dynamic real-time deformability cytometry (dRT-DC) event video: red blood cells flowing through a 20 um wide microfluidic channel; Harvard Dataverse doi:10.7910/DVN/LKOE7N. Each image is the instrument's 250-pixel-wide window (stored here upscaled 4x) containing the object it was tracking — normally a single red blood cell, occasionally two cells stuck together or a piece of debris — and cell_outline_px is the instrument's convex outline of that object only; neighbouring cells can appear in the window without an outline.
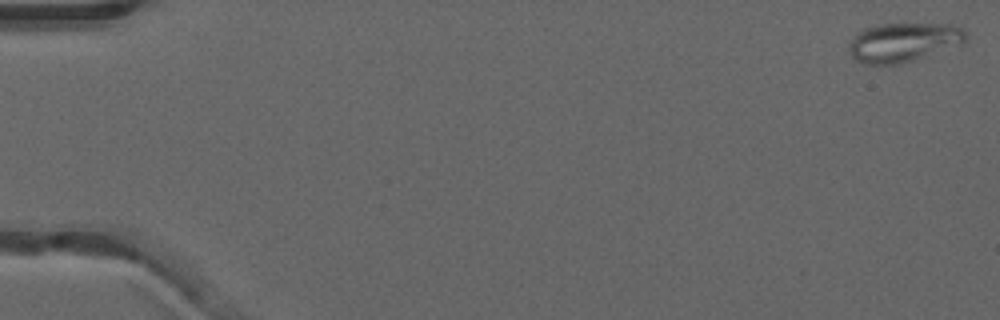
{"species": "common noctule bat (a hibernating species)", "species_latin": "Nyctalus noctula", "temperature_condition": "warm", "stored_images_in_passage": 52, "camera_frame_rate_fps": 3000, "um_per_image_px": 0.085, "animal": {"sex": "male", "forearm_length_mm": 52.5}, "frame": {"image": 1, "passage_image": 1, "time_ms": 0.0, "image_size_px": [1000, 320], "cell_outline_px": [[968, 36], [964, 44], [900, 64], [864, 64], [856, 60], [852, 56], [848, 48], [856, 32], [864, 28], [876, 24], [952, 24], [964, 28]], "centroid_in_image_um": [76.83, 3.58], "position_along_channel_um": 8.2, "area_um2": 26.88}}
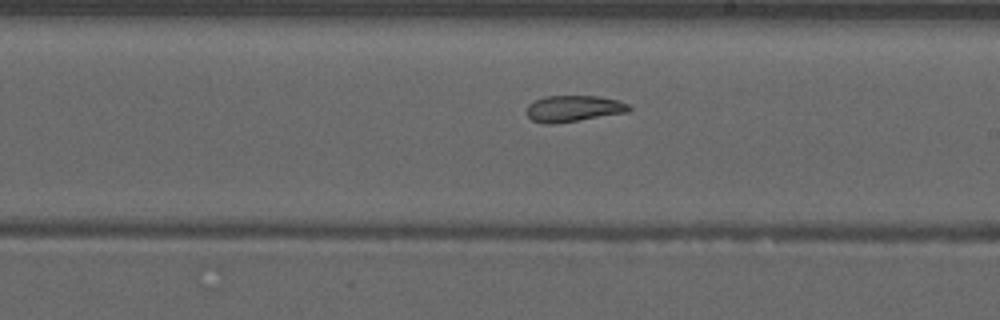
{"frame": {"image": 2, "passage_image": 31, "time_ms": 10.0, "image_size_px": [1000, 320], "cell_outline_px": [[632, 108], [628, 112], [580, 120], [552, 124], [544, 124], [532, 120], [528, 116], [528, 104], [544, 96], [596, 96], [620, 100], [628, 104]], "centroid_in_image_um": [48.77, 9.23], "position_along_channel_um": 240.2, "area_um2": 15.66}}
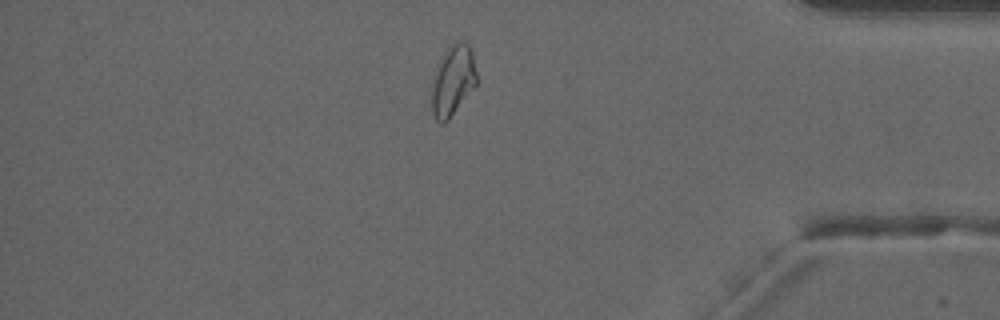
{"frame": {"image": 3, "passage_image": 45, "time_ms": 14.667, "image_size_px": [1000, 320], "cell_outline_px": [[476, 84], [448, 120], [444, 124], [440, 124], [436, 120], [432, 112], [432, 88], [440, 60], [448, 48], [452, 44], [460, 40], [468, 44], [472, 52], [476, 72]], "centroid_in_image_um": [38.5, 6.87], "position_along_channel_um": 396.7, "area_um2": 17.86}, "authors_computed_cell_mechanics": {"area_um2": 18.8717, "velocity_mm_per_s": 3.9463, "shape_relaxation_time_tau1_ms": null, "shape_relaxation_time_tau2_ms": 3.7252, "deformation_change_tau1": null, "deformation_change_tau2": 0.1038}}